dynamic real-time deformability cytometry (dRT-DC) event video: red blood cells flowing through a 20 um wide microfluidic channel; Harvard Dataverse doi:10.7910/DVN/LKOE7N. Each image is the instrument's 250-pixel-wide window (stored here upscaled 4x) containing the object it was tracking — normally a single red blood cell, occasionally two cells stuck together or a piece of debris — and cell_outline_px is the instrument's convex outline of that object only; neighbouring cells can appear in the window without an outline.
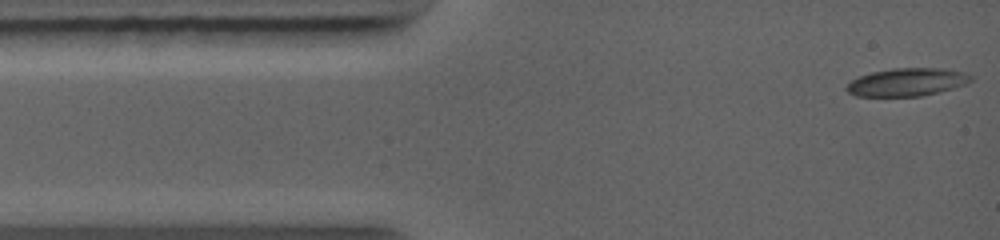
{"species": "common noctule bat (a hibernating species)", "species_latin": "Nyctalus noctula", "temperature_condition": "warm", "stored_images_in_passage": 49, "camera_frame_rate_fps": 5000, "um_per_image_px": 0.085, "animal": {"sex": "female", "body_mass_g": 19.0, "forearm_length_mm": 56.7}, "frame": {"image": 1, "passage_image": 1, "time_ms": 0.0, "image_size_px": [1000, 240], "cell_outline_px": [[972, 80], [968, 84], [940, 92], [920, 96], [856, 96], [848, 92], [844, 88], [852, 80], [860, 76], [872, 72], [892, 68], [944, 68], [968, 72], [972, 76]], "centroid_in_image_um": [77.16, 6.97], "position_along_channel_um": 7.8, "area_um2": 20.46}}
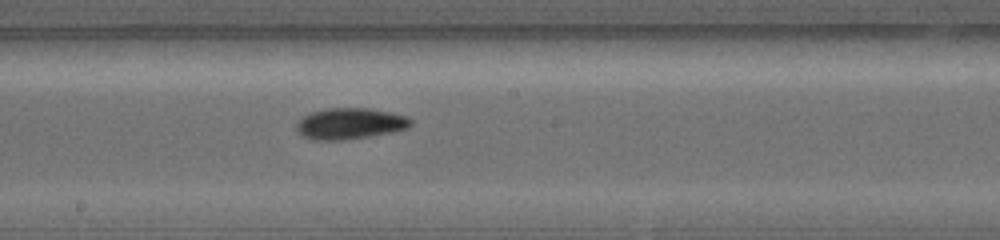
{"frame": {"image": 2, "passage_image": 22, "time_ms": 5.8, "image_size_px": [1000, 240], "cell_outline_px": [[412, 124], [408, 128], [392, 132], [344, 140], [312, 140], [300, 136], [296, 132], [296, 124], [304, 116], [312, 112], [328, 108], [368, 108], [392, 112], [408, 116], [412, 120]], "centroid_in_image_um": [29.74, 10.51], "position_along_channel_um": 218.5, "area_um2": 20.92}}
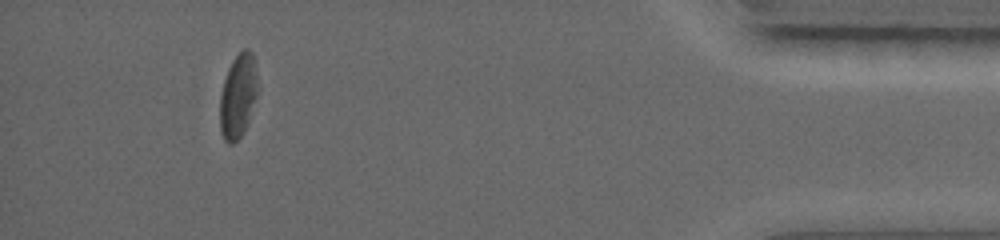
{"frame": {"image": 3, "passage_image": 42, "time_ms": 11.4, "image_size_px": [1000, 240], "cell_outline_px": [[260, 88], [244, 132], [232, 144], [228, 144], [224, 140], [220, 128], [220, 96], [224, 80], [228, 68], [232, 60], [244, 48], [248, 48], [252, 52], [256, 68]], "centroid_in_image_um": [20.26, 8.13], "position_along_channel_um": 414.9, "area_um2": 18.79}}